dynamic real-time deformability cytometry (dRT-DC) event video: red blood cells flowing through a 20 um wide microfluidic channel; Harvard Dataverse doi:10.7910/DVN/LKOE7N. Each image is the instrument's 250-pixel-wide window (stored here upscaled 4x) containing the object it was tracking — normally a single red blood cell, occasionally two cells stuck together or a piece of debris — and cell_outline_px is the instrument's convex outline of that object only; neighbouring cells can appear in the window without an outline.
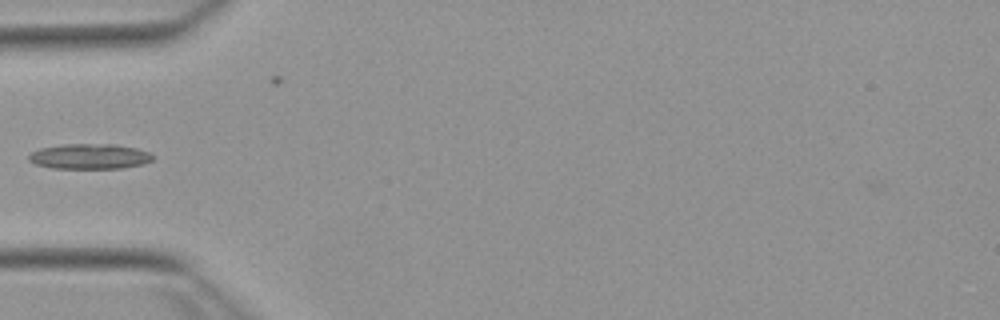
{"species": "Egyptian fruit bat (a non-hibernating species)", "species_latin": "Rousettus aegyptiacus", "temperature_condition": "warm", "stored_images_in_passage": 29, "camera_frame_rate_fps": 3000, "um_per_image_px": 0.085, "animal": {"sex": "female"}, "frame": {"image": 1, "passage_image": 1, "time_ms": 0.0, "image_size_px": [1000, 320], "cell_outline_px": [[152, 160], [140, 164], [120, 168], [52, 168], [36, 164], [28, 160], [28, 156], [32, 152], [40, 148], [64, 144], [116, 144], [136, 148], [148, 152], [152, 156]], "centroid_in_image_um": [7.58, 13.28], "position_along_channel_um": 77.4, "area_um2": 18.03}}
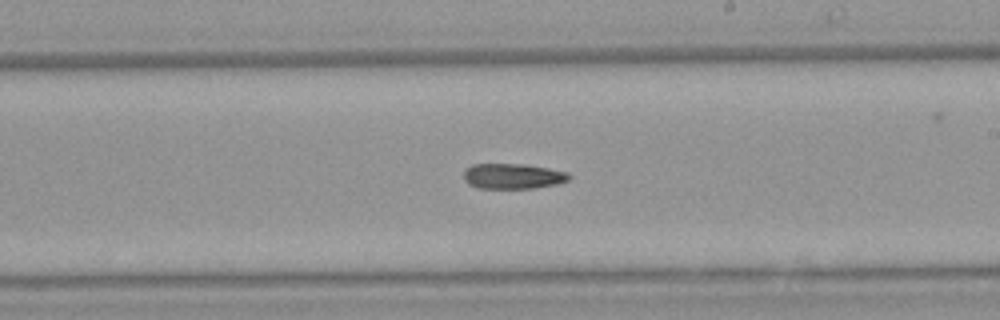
{"frame": {"image": 2, "passage_image": 14, "time_ms": 4.333, "image_size_px": [1000, 320], "cell_outline_px": [[572, 176], [568, 180], [556, 184], [532, 188], [476, 188], [468, 184], [464, 180], [464, 168], [472, 164], [524, 164], [548, 168], [568, 172]], "centroid_in_image_um": [43.56, 14.97], "position_along_channel_um": 245.4, "area_um2": 15.66}}
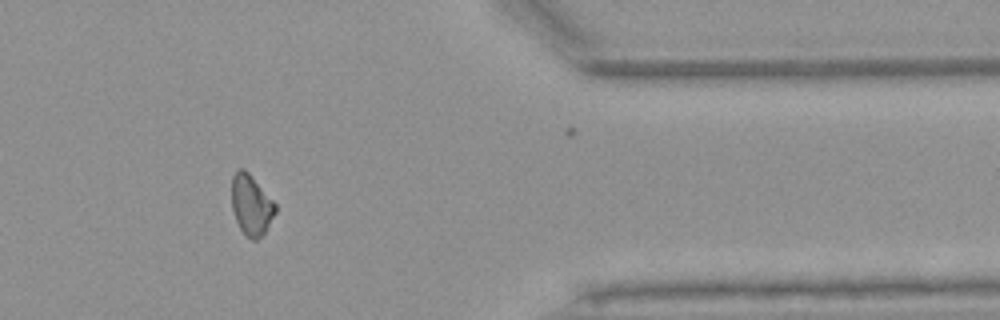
{"frame": {"image": 3, "passage_image": 27, "time_ms": 8.667, "image_size_px": [1000, 320], "cell_outline_px": [[276, 212], [264, 232], [256, 240], [252, 240], [240, 228], [236, 220], [232, 208], [232, 176], [240, 168], [244, 168], [248, 172], [276, 204]], "centroid_in_image_um": [21.35, 17.4], "position_along_channel_um": 390.1, "area_um2": 15.03}}